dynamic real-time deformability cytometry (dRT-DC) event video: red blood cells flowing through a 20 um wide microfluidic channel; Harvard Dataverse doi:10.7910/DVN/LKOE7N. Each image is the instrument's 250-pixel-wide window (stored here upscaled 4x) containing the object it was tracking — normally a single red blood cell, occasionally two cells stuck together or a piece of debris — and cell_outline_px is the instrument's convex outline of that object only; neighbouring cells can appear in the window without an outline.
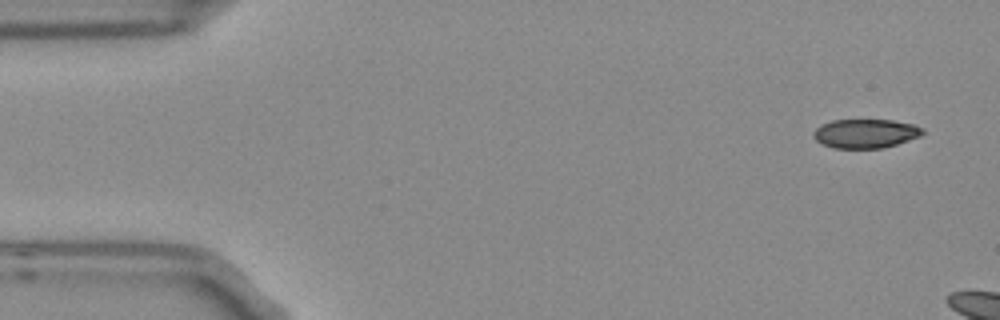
{"species": "Egyptian fruit bat (a non-hibernating species)", "species_latin": "Rousettus aegyptiacus", "temperature_condition": "room temperature", "stored_images_in_passage": 3, "camera_frame_rate_fps": 3000, "um_per_image_px": 0.085, "frame": {"image": 1, "passage_image": 1, "time_ms": 0.0, "image_size_px": [1000, 320], "cell_outline_px": [[924, 132], [920, 136], [884, 148], [832, 148], [816, 140], [812, 136], [812, 132], [816, 128], [832, 120], [892, 120], [912, 124], [924, 128]], "centroid_in_image_um": [73.56, 11.35], "position_along_channel_um": 11.4, "area_um2": 18.38}}